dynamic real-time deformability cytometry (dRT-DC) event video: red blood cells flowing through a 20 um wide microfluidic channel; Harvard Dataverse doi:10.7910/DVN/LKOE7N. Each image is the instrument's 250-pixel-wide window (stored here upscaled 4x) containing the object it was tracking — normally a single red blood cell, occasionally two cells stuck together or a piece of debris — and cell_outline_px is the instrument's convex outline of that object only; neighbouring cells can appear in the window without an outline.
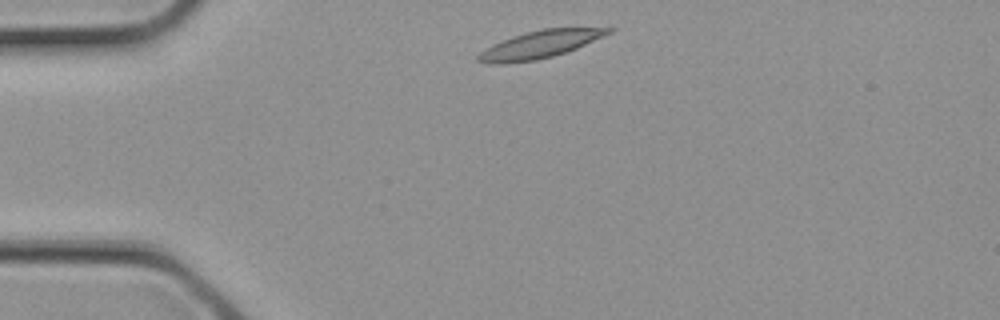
{"species": "common noctule bat (a hibernating species)", "species_latin": "Nyctalus noctula", "temperature_condition": "cold", "stored_images_in_passage": 1, "camera_frame_rate_fps": 3000, "um_per_image_px": 0.085, "animal": {"sex": "female", "body_mass_g": 21.9}, "frame": {"image": 1, "passage_image": 1, "time_ms": 0.0, "image_size_px": [1000, 320], "cell_outline_px": [[616, 28], [612, 32], [576, 48], [552, 56], [536, 60], [504, 64], [488, 64], [476, 60], [476, 56], [480, 52], [492, 44], [512, 36], [544, 28]], "centroid_in_image_um": [45.83, 3.79], "position_along_channel_um": 39.2, "area_um2": 20.63}}